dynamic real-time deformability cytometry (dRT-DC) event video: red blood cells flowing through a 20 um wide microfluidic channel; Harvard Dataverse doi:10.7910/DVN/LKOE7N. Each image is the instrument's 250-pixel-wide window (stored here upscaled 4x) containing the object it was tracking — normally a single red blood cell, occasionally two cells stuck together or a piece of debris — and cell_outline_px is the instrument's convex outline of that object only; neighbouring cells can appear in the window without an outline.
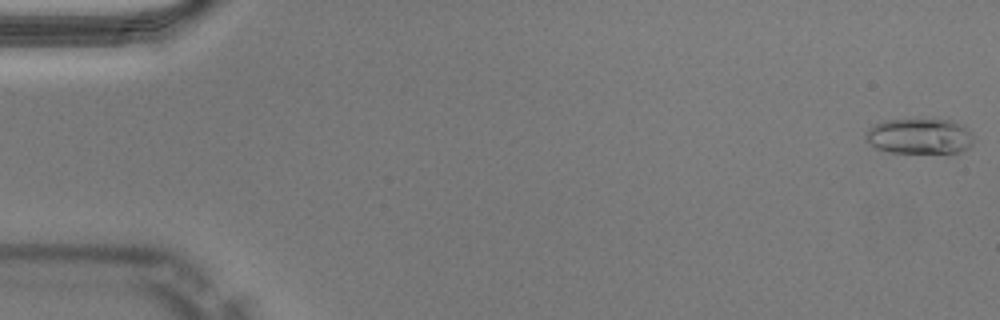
{"species": "Egyptian fruit bat (a non-hibernating species)", "species_latin": "Rousettus aegyptiacus", "temperature_condition": "warm", "stored_images_in_passage": 50, "camera_frame_rate_fps": 3000, "um_per_image_px": 0.085, "animal": {"sex": "male"}, "frame": {"image": 1, "passage_image": 1, "time_ms": 0.0, "image_size_px": [1000, 320], "cell_outline_px": [[976, 140], [968, 148], [960, 152], [892, 152], [876, 148], [864, 140], [864, 136], [876, 124], [884, 120], [952, 120], [964, 124]], "centroid_in_image_um": [78.21, 11.58], "position_along_channel_um": 6.8, "area_um2": 22.2}}
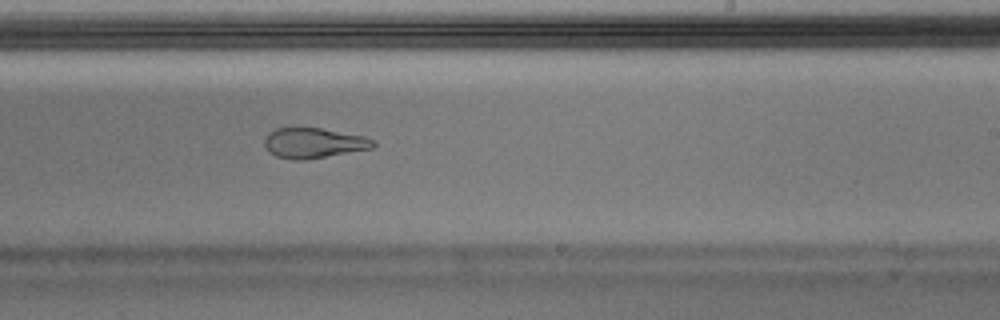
{"frame": {"image": 2, "passage_image": 31, "time_ms": 10.0, "image_size_px": [1000, 320], "cell_outline_px": [[376, 144], [372, 148], [304, 160], [292, 160], [276, 156], [268, 152], [264, 144], [264, 136], [268, 132], [276, 128], [320, 128], [364, 136], [376, 140]], "centroid_in_image_um": [26.63, 12.15], "position_along_channel_um": 262.4, "area_um2": 19.19}}
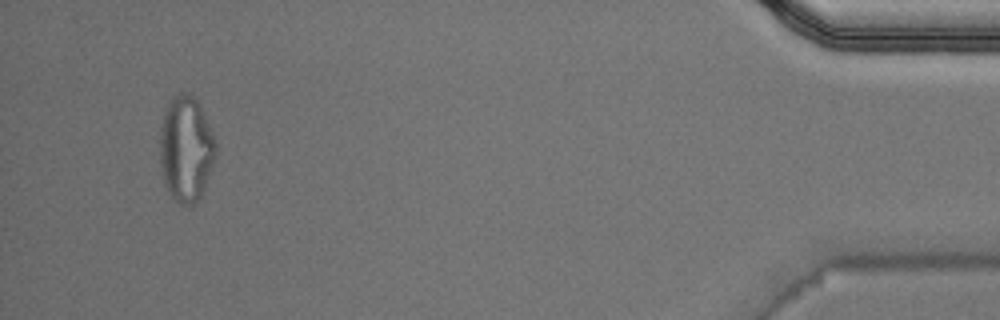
{"frame": {"image": 3, "passage_image": 48, "time_ms": 15.667, "image_size_px": [1000, 320], "cell_outline_px": [[216, 152], [204, 188], [200, 196], [192, 204], [180, 204], [168, 192], [164, 184], [160, 160], [160, 128], [164, 112], [172, 96], [180, 92], [192, 92], [196, 96], [200, 104], [216, 140]], "centroid_in_image_um": [15.8, 12.58], "position_along_channel_um": 419.4, "area_um2": 34.51}, "authors_computed_cell_mechanics": {"area_um2": 20.0566, "velocity_mm_per_s": 4.0574, "shape_relaxation_time_tau1_ms": null, "shape_relaxation_time_tau2_ms": 1.9614, "deformation_change_tau1": null, "deformation_change_tau2": 0.1077}}